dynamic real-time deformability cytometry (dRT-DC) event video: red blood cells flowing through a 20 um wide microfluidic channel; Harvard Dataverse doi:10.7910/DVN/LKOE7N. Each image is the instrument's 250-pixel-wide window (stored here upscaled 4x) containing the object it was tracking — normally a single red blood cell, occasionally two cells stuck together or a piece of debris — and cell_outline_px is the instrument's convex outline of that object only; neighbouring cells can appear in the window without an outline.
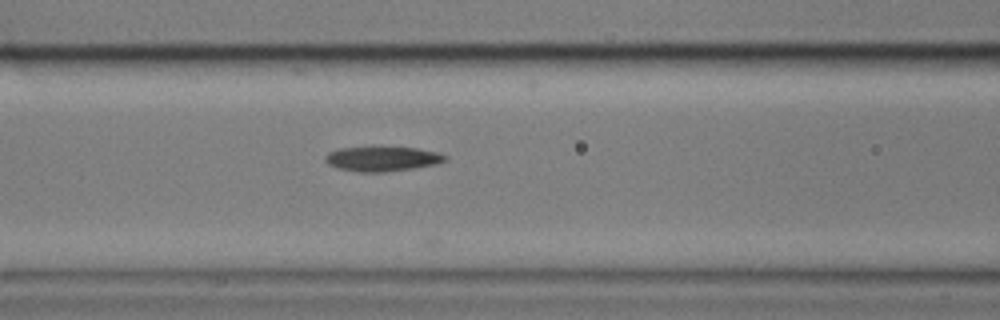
{"species": "common noctule bat (a hibernating species)", "species_latin": "Nyctalus noctula", "temperature_condition": "cold", "stored_images_in_passage": 3, "camera_frame_rate_fps": 3000, "um_per_image_px": 0.085, "animal": {"sex": "male", "body_mass_g": 17.9}, "frame": {"image": 1, "passage_image": 3, "time_ms": 2.333, "image_size_px": [1000, 320], "cell_outline_px": [[448, 160], [436, 164], [412, 168], [384, 172], [356, 172], [336, 168], [328, 164], [324, 160], [324, 156], [328, 152], [340, 148], [372, 144], [416, 148], [440, 152], [448, 156]], "centroid_in_image_um": [32.46, 13.45], "position_along_channel_um": 134.1, "area_um2": 18.32}}